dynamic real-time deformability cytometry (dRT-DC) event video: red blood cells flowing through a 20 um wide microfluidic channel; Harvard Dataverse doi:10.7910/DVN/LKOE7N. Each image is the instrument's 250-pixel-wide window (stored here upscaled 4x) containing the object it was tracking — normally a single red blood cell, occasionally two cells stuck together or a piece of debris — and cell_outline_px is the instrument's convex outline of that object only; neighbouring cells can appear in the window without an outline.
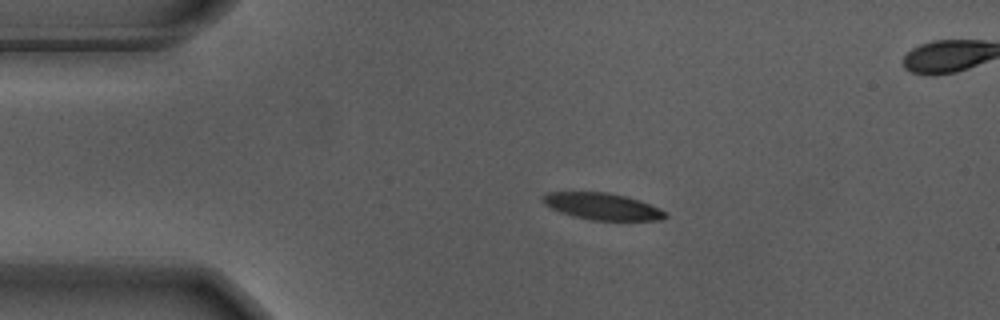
{"species": "Egyptian fruit bat (a non-hibernating species)", "species_latin": "Rousettus aegyptiacus", "temperature_condition": "warm", "stored_images_in_passage": 46, "camera_frame_rate_fps": 3000, "um_per_image_px": 0.085, "animal": {"sex": "male"}, "frame": {"image": 1, "passage_image": 1, "time_ms": 0.0, "image_size_px": [1000, 320], "cell_outline_px": [[668, 216], [664, 220], [588, 220], [572, 216], [560, 212], [544, 204], [540, 196], [544, 192], [608, 192], [640, 200], [660, 208], [668, 212]], "centroid_in_image_um": [51.2, 17.54], "position_along_channel_um": 33.8, "area_um2": 19.36}}
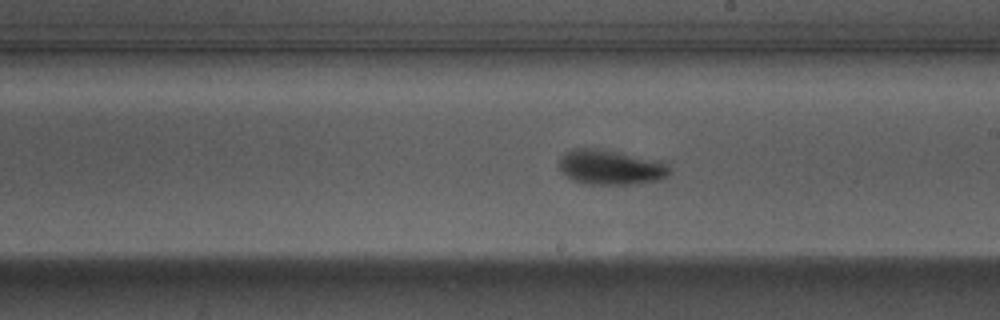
{"frame": {"image": 2, "passage_image": 21, "time_ms": 6.667, "image_size_px": [1000, 320], "cell_outline_px": [[672, 172], [664, 180], [636, 184], [580, 184], [572, 180], [556, 164], [560, 156], [564, 152], [572, 148], [600, 148], [672, 160]], "centroid_in_image_um": [52.06, 14.19], "position_along_channel_um": 236.9, "area_um2": 24.04}}
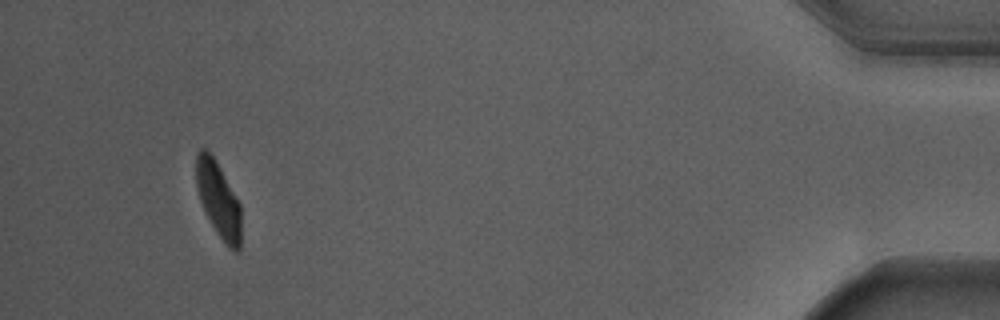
{"frame": {"image": 3, "passage_image": 42, "time_ms": 13.667, "image_size_px": [1000, 320], "cell_outline_px": [[240, 248], [236, 252], [228, 248], [216, 232], [204, 212], [196, 188], [196, 156], [200, 148], [204, 148], [212, 156], [220, 168], [240, 204]], "centroid_in_image_um": [18.54, 17.0], "position_along_channel_um": 416.7, "area_um2": 19.59}, "authors_computed_cell_mechanics": {"area_um2": 21.8195, "velocity_mm_per_s": 3.662, "shape_relaxation_time_tau1_ms": 4.0616, "shape_relaxation_time_tau2_ms": 3.2798, "deformation_change_tau1": 0.1519, "deformation_change_tau2": 0.0723}}